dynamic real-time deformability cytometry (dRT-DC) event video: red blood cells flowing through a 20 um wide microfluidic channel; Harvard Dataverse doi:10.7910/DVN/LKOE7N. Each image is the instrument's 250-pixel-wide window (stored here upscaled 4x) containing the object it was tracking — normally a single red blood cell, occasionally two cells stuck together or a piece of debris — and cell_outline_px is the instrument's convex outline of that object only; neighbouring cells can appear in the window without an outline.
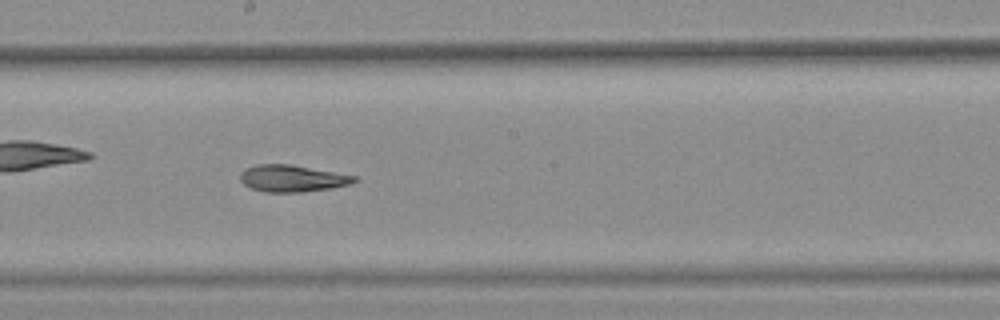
{"species": "common noctule bat (a hibernating species)", "species_latin": "Nyctalus noctula", "temperature_condition": "warm", "stored_images_in_passage": 30, "camera_frame_rate_fps": 3000, "um_per_image_px": 0.085, "animal": {"sex": "female", "body_mass_g": 25.1}, "frame": {"image": 1, "passage_image": 13, "time_ms": 4.0, "image_size_px": [1000, 320], "cell_outline_px": [[356, 180], [348, 184], [332, 188], [300, 192], [264, 192], [252, 188], [244, 184], [240, 180], [240, 172], [244, 168], [256, 164], [288, 164], [356, 176]], "centroid_in_image_um": [24.77, 15.16], "position_along_channel_um": 223.4, "area_um2": 17.63}, "authors_computed_cell_mechanics": {"area_um2": 17.7735, "velocity_mm_per_s": 3.8983, "shape_relaxation_time_tau1_ms": null, "shape_relaxation_time_tau2_ms": 3.1947, "deformation_change_tau1": null, "deformation_change_tau2": 0.1091}}